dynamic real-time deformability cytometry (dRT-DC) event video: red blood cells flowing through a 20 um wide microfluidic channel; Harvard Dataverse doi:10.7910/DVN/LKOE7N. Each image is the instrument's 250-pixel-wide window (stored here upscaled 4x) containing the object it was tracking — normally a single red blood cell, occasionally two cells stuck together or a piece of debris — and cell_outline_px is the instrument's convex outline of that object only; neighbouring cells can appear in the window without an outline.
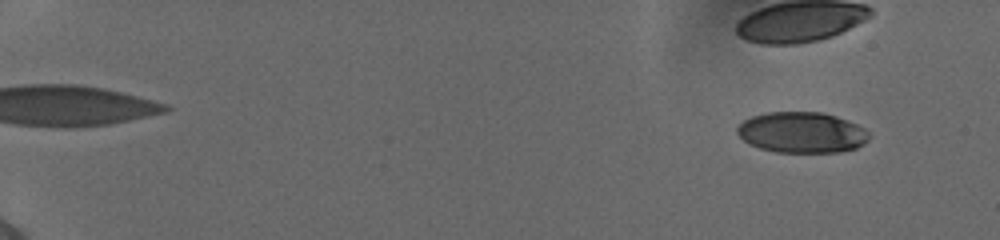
{"species": "human", "species_latin": "Homo sapiens", "temperature_condition": "cold", "stored_images_in_passage": 50, "camera_frame_rate_fps": 3000, "um_per_image_px": 0.085, "donor": {"sex": "female"}, "frame": {"image": 1, "passage_image": 5, "time_ms": 1.333, "image_size_px": [1000, 240], "cell_outline_px": [[868, 140], [864, 144], [856, 148], [840, 152], [776, 152], [760, 148], [748, 144], [736, 132], [736, 128], [744, 120], [752, 116], [768, 112], [820, 112], [836, 116], [856, 124], [864, 128], [868, 132]], "centroid_in_image_um": [68.14, 11.26], "position_along_channel_um": 16.9, "area_um2": 31.33}}